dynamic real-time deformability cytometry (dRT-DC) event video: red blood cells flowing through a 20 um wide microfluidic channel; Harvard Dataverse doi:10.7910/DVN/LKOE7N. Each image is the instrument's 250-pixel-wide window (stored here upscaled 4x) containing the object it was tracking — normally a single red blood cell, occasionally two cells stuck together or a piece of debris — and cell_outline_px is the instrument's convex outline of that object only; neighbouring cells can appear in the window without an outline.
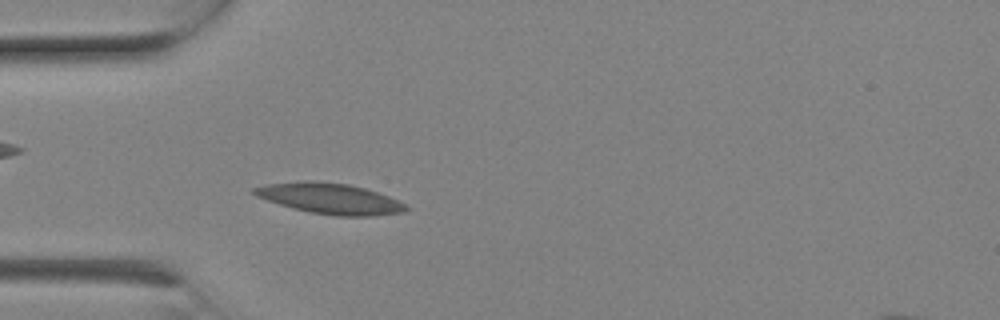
{"species": "Egyptian fruit bat (a non-hibernating species)", "species_latin": "Rousettus aegyptiacus", "temperature_condition": "room temperature", "stored_images_in_passage": 5, "camera_frame_rate_fps": 3000, "um_per_image_px": 0.085, "animal": {"sex": "female"}, "frame": {"image": 1, "passage_image": 5, "time_ms": 1.333, "image_size_px": [1000, 320], "cell_outline_px": [[408, 208], [404, 212], [372, 216], [336, 216], [312, 212], [280, 204], [256, 196], [252, 192], [252, 188], [264, 184], [304, 180], [312, 180], [348, 184], [364, 188], [388, 196], [408, 204]], "centroid_in_image_um": [28.05, 16.86], "position_along_channel_um": 56.9, "area_um2": 27.05}}